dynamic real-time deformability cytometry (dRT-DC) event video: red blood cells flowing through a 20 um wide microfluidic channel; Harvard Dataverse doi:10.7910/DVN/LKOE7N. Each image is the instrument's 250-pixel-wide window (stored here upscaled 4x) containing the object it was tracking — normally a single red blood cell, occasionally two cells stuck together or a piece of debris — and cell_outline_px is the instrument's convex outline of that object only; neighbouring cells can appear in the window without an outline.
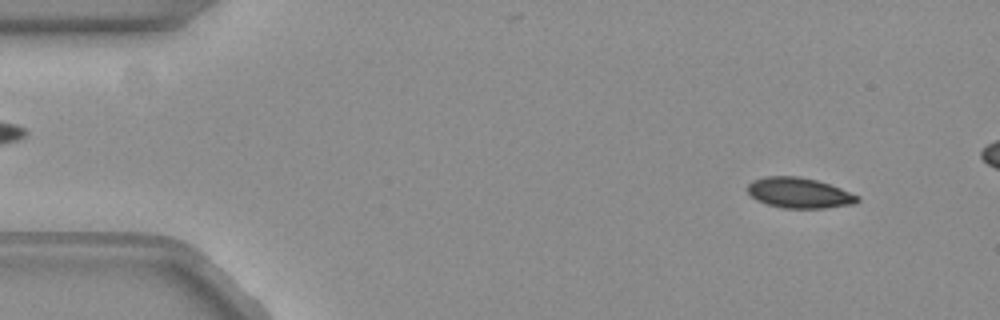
{"species": "common noctule bat (a hibernating species)", "species_latin": "Nyctalus noctula", "temperature_condition": "warm", "stored_images_in_passage": 48, "camera_frame_rate_fps": 3000, "um_per_image_px": 0.085, "animal": {"sex": "female", "body_mass_g": 19.3, "forearm_length_mm": 54.1}, "frame": {"image": 1, "passage_image": 4, "time_ms": 1.0, "image_size_px": [1000, 320], "cell_outline_px": [[860, 200], [856, 204], [824, 208], [780, 208], [756, 200], [748, 192], [748, 184], [752, 180], [764, 176], [796, 176], [816, 180], [840, 188], [860, 196]], "centroid_in_image_um": [67.94, 16.4], "position_along_channel_um": 17.1, "area_um2": 19.54}}
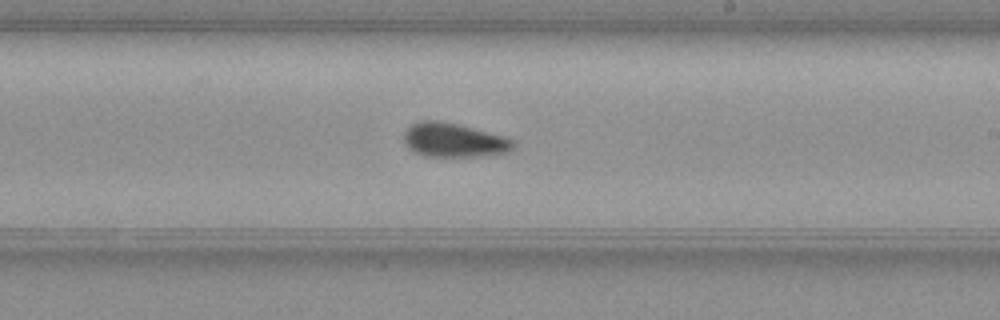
{"frame": {"image": 2, "passage_image": 30, "time_ms": 9.667, "image_size_px": [1000, 320], "cell_outline_px": [[516, 144], [508, 152], [488, 156], [424, 156], [412, 152], [404, 144], [404, 132], [412, 124], [420, 120], [436, 120], [456, 124], [504, 136], [512, 140]], "centroid_in_image_um": [38.54, 11.92], "position_along_channel_um": 250.5, "area_um2": 21.73}}
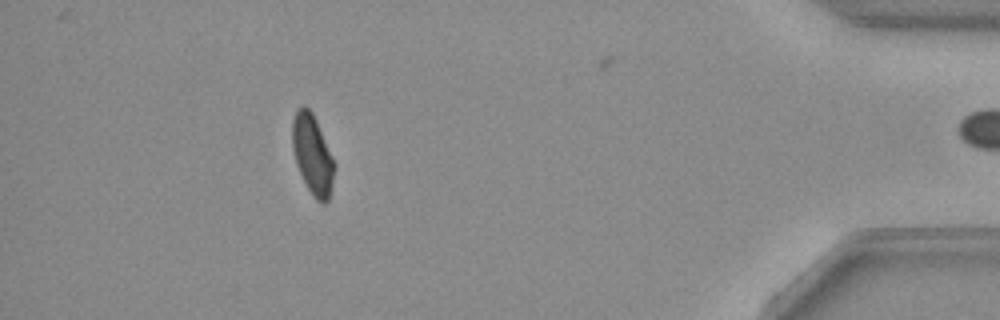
{"frame": {"image": 3, "passage_image": 47, "time_ms": 15.333, "image_size_px": [1000, 320], "cell_outline_px": [[336, 168], [328, 200], [324, 204], [320, 204], [312, 196], [296, 164], [292, 148], [292, 120], [296, 108], [304, 104], [312, 112], [316, 120], [336, 164]], "centroid_in_image_um": [26.56, 13.13], "position_along_channel_um": 408.6, "area_um2": 19.71}, "authors_computed_cell_mechanics": {"area_um2": 20.808, "velocity_mm_per_s": 3.8283, "shape_relaxation_time_tau1_ms": 8.1716, "shape_relaxation_time_tau2_ms": 0.8704, "deformation_change_tau1": 0.1885, "deformation_change_tau2": 0.0638}}